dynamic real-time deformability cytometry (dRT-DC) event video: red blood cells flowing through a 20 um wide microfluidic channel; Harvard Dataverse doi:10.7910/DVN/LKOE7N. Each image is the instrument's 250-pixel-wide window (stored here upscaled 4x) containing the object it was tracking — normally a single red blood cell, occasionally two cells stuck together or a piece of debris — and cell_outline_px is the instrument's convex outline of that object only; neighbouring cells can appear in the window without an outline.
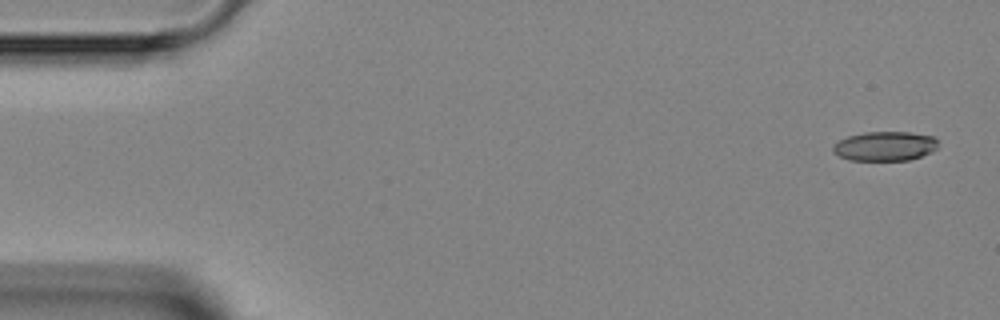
{"species": "Egyptian fruit bat (a non-hibernating species)", "species_latin": "Rousettus aegyptiacus", "temperature_condition": "room temperature", "stored_images_in_passage": 5, "camera_frame_rate_fps": 3000, "um_per_image_px": 0.085, "animal": {"sex": "female"}, "frame": {"image": 1, "passage_image": 1, "time_ms": 0.0, "image_size_px": [1000, 320], "cell_outline_px": [[936, 148], [932, 152], [908, 160], [848, 160], [832, 152], [832, 144], [848, 136], [864, 132], [908, 132], [932, 136], [936, 140]], "centroid_in_image_um": [75.17, 12.42], "position_along_channel_um": 9.8, "area_um2": 17.92}}
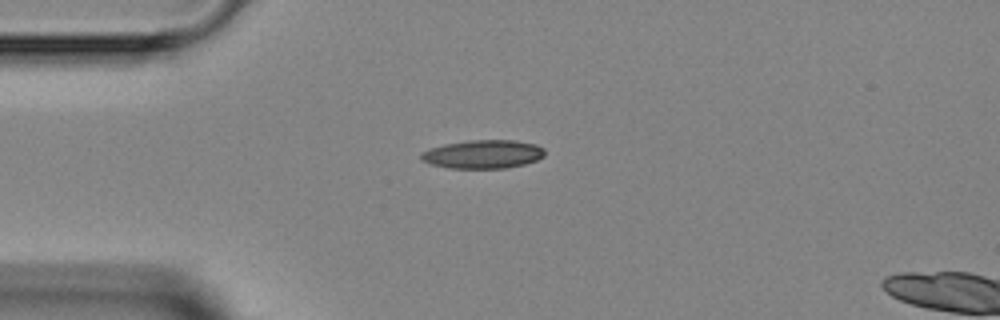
{"frame": {"image": 2, "passage_image": 3, "time_ms": 3.333, "image_size_px": [1000, 320], "cell_outline_px": [[544, 156], [536, 160], [524, 164], [504, 168], [448, 168], [432, 164], [420, 160], [420, 152], [428, 148], [444, 144], [468, 140], [516, 140], [536, 144], [544, 148]], "centroid_in_image_um": [41.02, 13.1], "position_along_channel_um": 44.0, "area_um2": 20.69}}
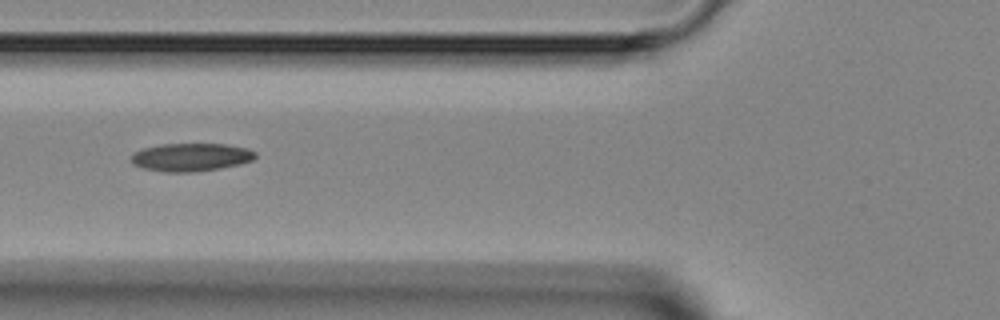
{"frame": {"image": 3, "passage_image": 5, "time_ms": 5.333, "image_size_px": [1000, 320], "cell_outline_px": [[256, 156], [252, 160], [240, 164], [220, 168], [192, 172], [164, 172], [144, 168], [132, 164], [132, 152], [144, 148], [160, 144], [228, 144], [248, 148], [256, 152]], "centroid_in_image_um": [16.24, 13.35], "position_along_channel_um": 109.6, "area_um2": 20.35}}